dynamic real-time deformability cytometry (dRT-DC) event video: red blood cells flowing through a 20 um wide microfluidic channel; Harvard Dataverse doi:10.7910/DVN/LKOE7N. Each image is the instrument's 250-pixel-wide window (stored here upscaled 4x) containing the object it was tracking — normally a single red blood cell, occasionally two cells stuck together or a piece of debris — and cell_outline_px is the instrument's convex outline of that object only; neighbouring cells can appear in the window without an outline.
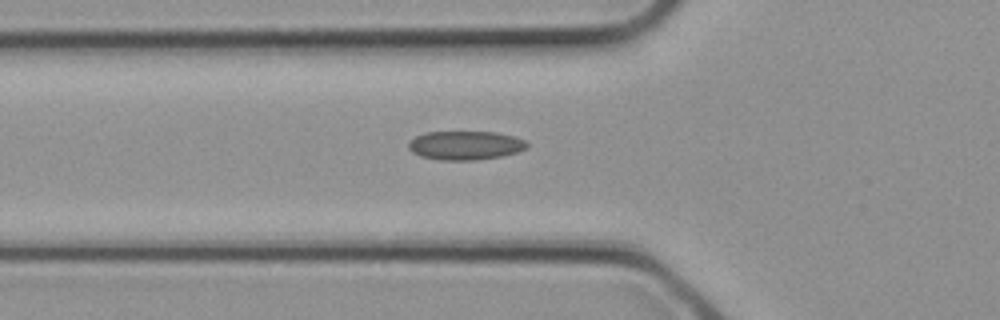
{"species": "common noctule bat (a hibernating species)", "species_latin": "Nyctalus noctula", "temperature_condition": "cold", "stored_images_in_passage": 10, "camera_frame_rate_fps": 3000, "um_per_image_px": 0.085, "animal": {"sex": "female", "body_mass_g": 21.9}, "frame": {"image": 1, "passage_image": 2, "time_ms": 0.333, "image_size_px": [1000, 320], "cell_outline_px": [[528, 148], [516, 152], [500, 156], [476, 160], [440, 160], [420, 156], [412, 152], [408, 148], [408, 144], [416, 136], [428, 132], [496, 132], [512, 136], [524, 140], [528, 144]], "centroid_in_image_um": [39.55, 12.36], "position_along_channel_um": 86.3, "area_um2": 19.77}}
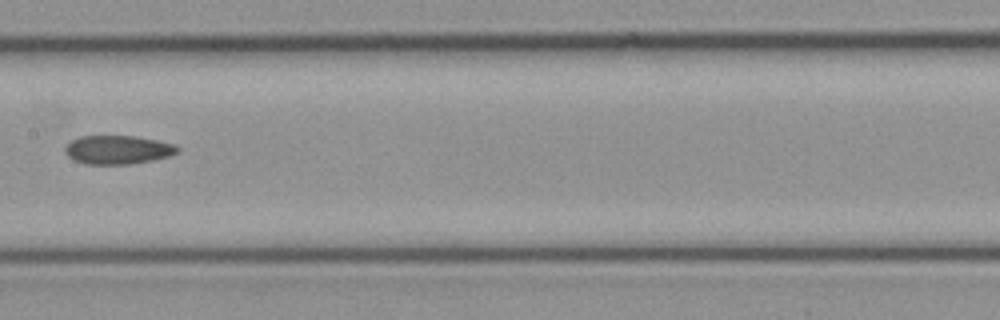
{"frame": {"image": 2, "passage_image": 7, "time_ms": 2.0, "image_size_px": [1000, 320], "cell_outline_px": [[180, 152], [168, 156], [152, 160], [128, 164], [84, 164], [72, 160], [64, 152], [64, 148], [72, 140], [80, 136], [132, 136], [156, 140], [176, 144], [180, 148]], "centroid_in_image_um": [10.01, 12.73], "position_along_channel_um": 197.4, "area_um2": 18.84}}
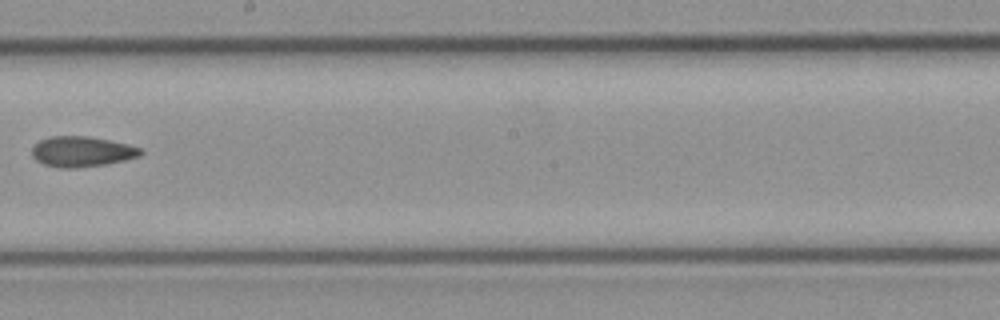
{"frame": {"image": 3, "passage_image": 9, "time_ms": 2.667, "image_size_px": [1000, 320], "cell_outline_px": [[144, 152], [140, 156], [108, 164], [76, 168], [60, 168], [44, 164], [36, 160], [32, 156], [32, 148], [40, 140], [52, 136], [88, 136], [128, 144], [140, 148]], "centroid_in_image_um": [6.96, 12.89], "position_along_channel_um": 241.2, "area_um2": 19.25}}